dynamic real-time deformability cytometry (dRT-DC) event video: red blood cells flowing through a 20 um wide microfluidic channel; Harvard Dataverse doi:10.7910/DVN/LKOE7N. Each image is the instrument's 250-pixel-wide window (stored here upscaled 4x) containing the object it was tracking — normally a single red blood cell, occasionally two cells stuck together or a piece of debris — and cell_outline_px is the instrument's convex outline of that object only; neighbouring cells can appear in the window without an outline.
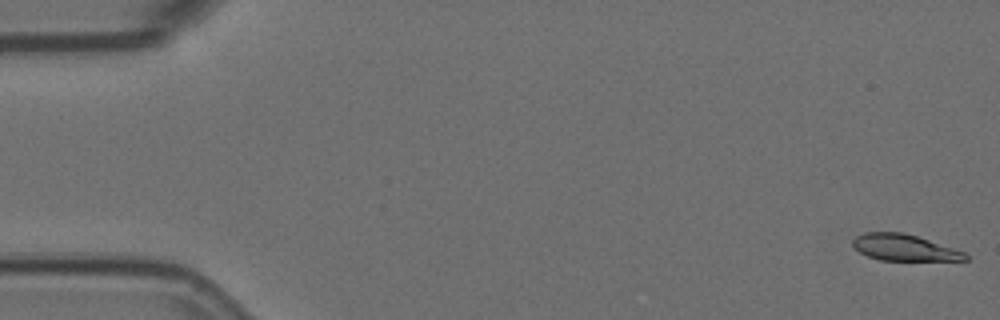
{"species": "Egyptian fruit bat (a non-hibernating species)", "species_latin": "Rousettus aegyptiacus", "temperature_condition": "room temperature", "stored_images_in_passage": 57, "camera_frame_rate_fps": 3000, "um_per_image_px": 0.085, "animal": {"sex": "female"}, "frame": {"image": 1, "passage_image": 1, "time_ms": 0.0, "image_size_px": [1000, 320], "cell_outline_px": [[968, 260], [880, 260], [868, 256], [860, 252], [852, 244], [852, 240], [856, 236], [864, 232], [904, 232], [964, 252], [968, 256]], "centroid_in_image_um": [76.82, 21.04], "position_along_channel_um": 8.2, "area_um2": 16.99}}
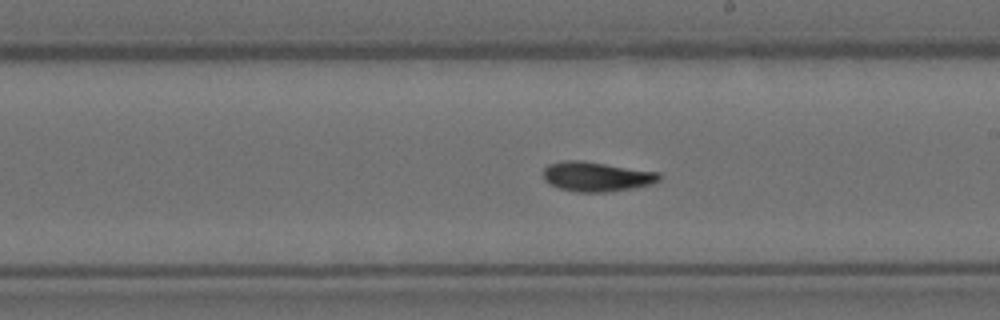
{"frame": {"image": 2, "passage_image": 32, "time_ms": 10.333, "image_size_px": [1000, 320], "cell_outline_px": [[660, 180], [652, 184], [636, 188], [608, 192], [576, 192], [560, 188], [548, 184], [544, 180], [544, 168], [548, 164], [560, 160], [580, 160], [660, 172]], "centroid_in_image_um": [50.7, 15.01], "position_along_channel_um": 238.3, "area_um2": 20.29}}
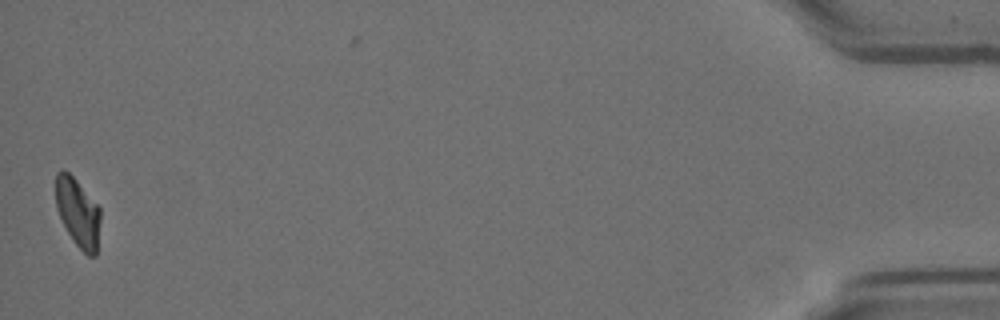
{"frame": {"image": 3, "passage_image": 56, "time_ms": 18.333, "image_size_px": [1000, 320], "cell_outline_px": [[100, 220], [96, 256], [88, 256], [72, 240], [56, 208], [56, 172], [64, 168], [76, 180], [100, 208]], "centroid_in_image_um": [6.62, 18.06], "position_along_channel_um": 428.6, "area_um2": 17.69}, "authors_computed_cell_mechanics": {"area_um2": 19.2474, "velocity_mm_per_s": 3.5784, "shape_relaxation_time_tau1_ms": 4.0115, "shape_relaxation_time_tau2_ms": 2.6237, "deformation_change_tau1": 0.1453, "deformation_change_tau2": 0.0566}}